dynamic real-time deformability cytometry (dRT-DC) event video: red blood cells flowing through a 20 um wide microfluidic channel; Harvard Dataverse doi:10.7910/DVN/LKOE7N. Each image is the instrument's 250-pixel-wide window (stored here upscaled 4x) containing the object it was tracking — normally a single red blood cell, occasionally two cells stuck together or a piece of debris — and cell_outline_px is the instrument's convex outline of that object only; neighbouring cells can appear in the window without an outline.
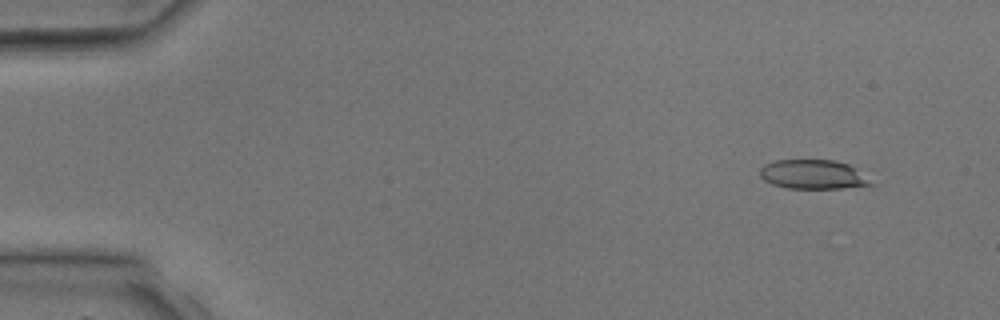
{"species": "common noctule bat (a hibernating species)", "species_latin": "Nyctalus noctula", "temperature_condition": "room temperature", "stored_images_in_passage": 4, "camera_frame_rate_fps": 3000, "um_per_image_px": 0.085, "animal": {"sex": "male", "body_mass_g": 17.9, "forearm_length_mm": 54.2}, "frame": {"image": 1, "passage_image": 1, "time_ms": 0.0, "image_size_px": [1000, 320], "cell_outline_px": [[876, 184], [840, 188], [788, 188], [772, 184], [764, 180], [760, 176], [760, 168], [764, 164], [776, 160], [836, 160], [848, 164], [856, 168]], "centroid_in_image_um": [69.11, 14.82], "position_along_channel_um": 15.9, "area_um2": 18.9}}